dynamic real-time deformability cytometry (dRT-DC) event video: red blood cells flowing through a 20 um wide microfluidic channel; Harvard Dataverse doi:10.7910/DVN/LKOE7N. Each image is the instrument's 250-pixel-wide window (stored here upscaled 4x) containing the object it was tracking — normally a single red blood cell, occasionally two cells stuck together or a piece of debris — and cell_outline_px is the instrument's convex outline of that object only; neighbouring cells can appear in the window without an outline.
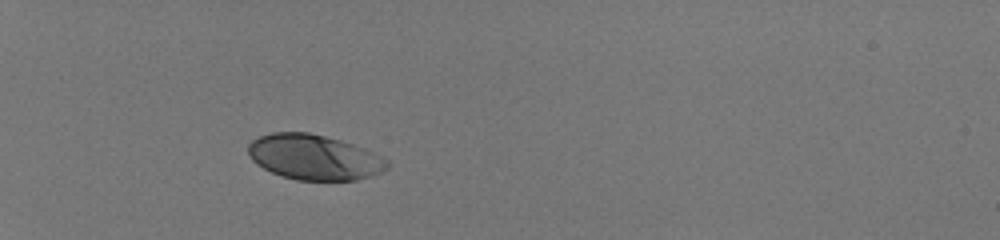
{"species": "human", "species_latin": "Homo sapiens", "temperature_condition": "room temperature", "stored_images_in_passage": 35, "camera_frame_rate_fps": 3000, "um_per_image_px": 0.085, "donor": {"sex": "male"}, "frame": {"image": 1, "passage_image": 1, "time_ms": 0.0, "image_size_px": [1000, 240], "cell_outline_px": [[392, 164], [388, 168], [372, 176], [356, 180], [296, 180], [280, 176], [256, 164], [252, 160], [248, 152], [248, 144], [252, 140], [260, 136], [272, 132], [308, 132], [340, 140], [364, 148], [388, 160]], "centroid_in_image_um": [26.7, 13.37], "position_along_channel_um": 58.3, "area_um2": 36.7}}
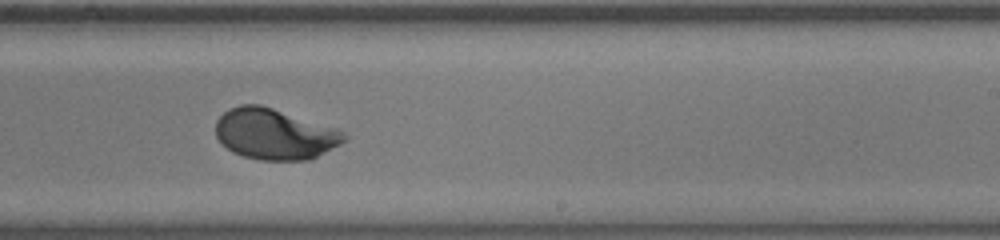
{"frame": {"image": 2, "passage_image": 19, "time_ms": 6.0, "image_size_px": [1000, 240], "cell_outline_px": [[348, 140], [308, 160], [260, 160], [244, 156], [232, 152], [216, 136], [216, 120], [228, 108], [240, 104], [260, 104], [340, 128], [348, 136]], "centroid_in_image_um": [23.38, 11.37], "position_along_channel_um": 265.6, "area_um2": 38.32}}
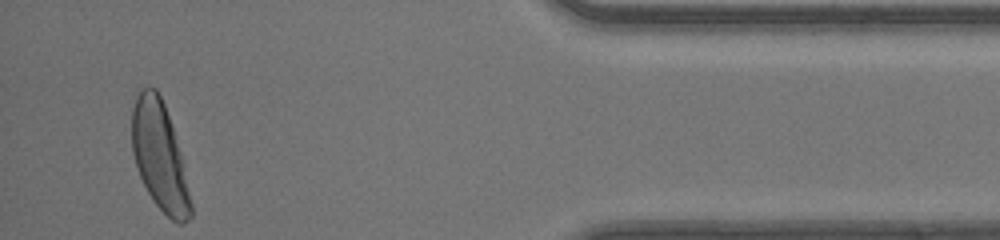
{"frame": {"image": 3, "passage_image": 33, "time_ms": 10.667, "image_size_px": [1000, 240], "cell_outline_px": [[192, 216], [184, 224], [180, 224], [172, 220], [156, 204], [148, 192], [140, 176], [132, 152], [132, 108], [136, 96], [140, 88], [156, 88], [164, 104], [172, 128], [180, 156], [192, 204]], "centroid_in_image_um": [13.55, 13.28], "position_along_channel_um": 421.7, "area_um2": 36.24}, "authors_computed_cell_mechanics": {"area_um2": 37.2232, "velocity_mm_per_s": 4.1348, "shape_relaxation_time_tau1_ms": 2.2692, "shape_relaxation_time_tau2_ms": null, "deformation_change_tau1": 0.1539, "deformation_change_tau2": null}}